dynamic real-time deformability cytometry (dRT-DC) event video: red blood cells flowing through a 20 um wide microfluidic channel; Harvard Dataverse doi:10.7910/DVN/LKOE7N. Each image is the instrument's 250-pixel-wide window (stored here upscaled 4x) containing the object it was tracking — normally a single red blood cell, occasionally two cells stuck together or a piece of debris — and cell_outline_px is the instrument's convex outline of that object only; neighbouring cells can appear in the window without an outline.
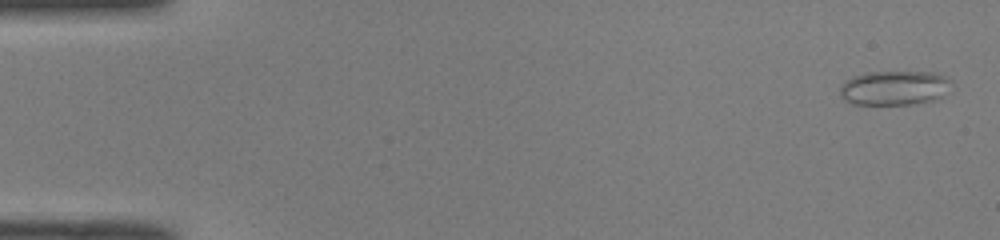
{"species": "common noctule bat (a hibernating species)", "species_latin": "Nyctalus noctula", "temperature_condition": "room temperature", "stored_images_in_passage": 49, "camera_frame_rate_fps": 3000, "um_per_image_px": 0.085, "animal": {"sex": "male", "body_mass_g": 19.0, "forearm_length_mm": 50.8}, "frame": {"image": 1, "passage_image": 1, "time_ms": 0.0, "image_size_px": [1000, 240], "cell_outline_px": [[952, 80], [940, 96], [932, 100], [912, 104], [852, 104], [844, 100], [840, 96], [840, 84], [844, 80], [852, 76], [868, 72], [936, 72], [948, 76]], "centroid_in_image_um": [75.95, 7.45], "position_along_channel_um": 9.0, "area_um2": 22.37}}
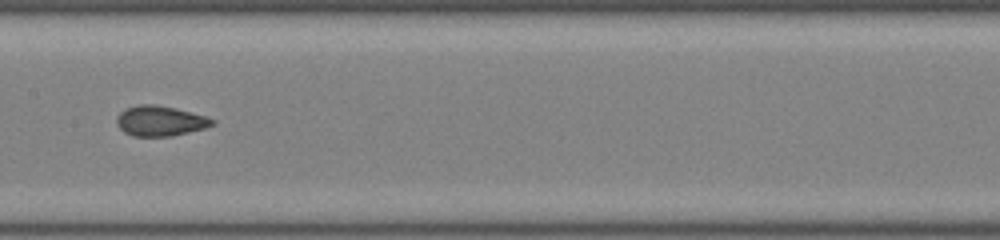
{"frame": {"image": 2, "passage_image": 25, "time_ms": 8.0, "image_size_px": [1000, 240], "cell_outline_px": [[216, 124], [204, 128], [172, 136], [132, 136], [124, 132], [116, 124], [116, 120], [120, 112], [124, 108], [136, 104], [156, 104], [176, 108], [204, 116], [216, 120]], "centroid_in_image_um": [13.59, 10.27], "position_along_channel_um": 193.8, "area_um2": 16.94}}
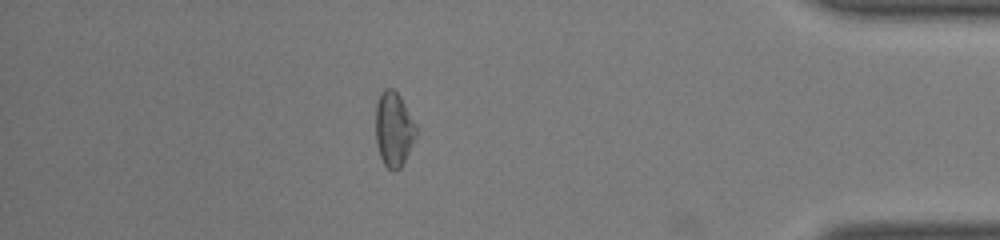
{"frame": {"image": 3, "passage_image": 43, "time_ms": 14.0, "image_size_px": [1000, 240], "cell_outline_px": [[416, 136], [400, 168], [396, 172], [392, 172], [384, 164], [380, 156], [376, 144], [376, 104], [384, 88], [392, 88], [400, 96], [416, 124]], "centroid_in_image_um": [33.46, 10.99], "position_along_channel_um": 401.7, "area_um2": 17.46}, "authors_computed_cell_mechanics": {"area_um2": 17.1666, "velocity_mm_per_s": 4.1031, "shape_relaxation_time_tau1_ms": null, "shape_relaxation_time_tau2_ms": 1.5185, "deformation_change_tau1": null, "deformation_change_tau2": 0.0394}}